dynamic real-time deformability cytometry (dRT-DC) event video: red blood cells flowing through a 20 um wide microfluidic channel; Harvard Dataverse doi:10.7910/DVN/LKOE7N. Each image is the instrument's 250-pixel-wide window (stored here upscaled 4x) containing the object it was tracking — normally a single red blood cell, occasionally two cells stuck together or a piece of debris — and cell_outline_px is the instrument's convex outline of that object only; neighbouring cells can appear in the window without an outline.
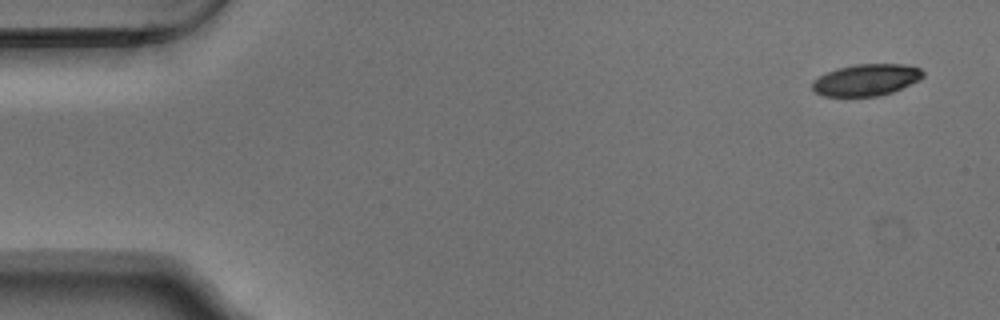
{"species": "Egyptian fruit bat (a non-hibernating species)", "species_latin": "Rousettus aegyptiacus", "temperature_condition": "warm", "stored_images_in_passage": 52, "camera_frame_rate_fps": 3000, "um_per_image_px": 0.085, "animal": {"sex": "male"}, "frame": {"image": 1, "passage_image": 1, "time_ms": 0.0, "image_size_px": [1000, 320], "cell_outline_px": [[924, 76], [920, 80], [892, 92], [880, 96], [824, 96], [816, 92], [812, 88], [812, 80], [836, 68], [856, 64], [904, 64], [920, 68], [924, 72]], "centroid_in_image_um": [73.65, 6.79], "position_along_channel_um": 11.4, "area_um2": 20.46}}
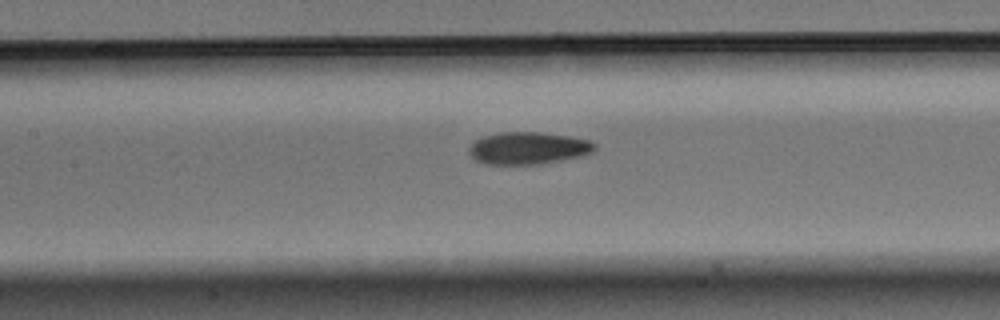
{"frame": {"image": 2, "passage_image": 23, "time_ms": 7.333, "image_size_px": [1000, 320], "cell_outline_px": [[596, 148], [592, 152], [584, 156], [540, 164], [484, 164], [476, 160], [468, 152], [468, 148], [476, 140], [484, 136], [500, 132], [536, 132], [568, 136], [588, 140], [596, 144]], "centroid_in_image_um": [44.9, 12.6], "position_along_channel_um": 162.5, "area_um2": 23.58}}
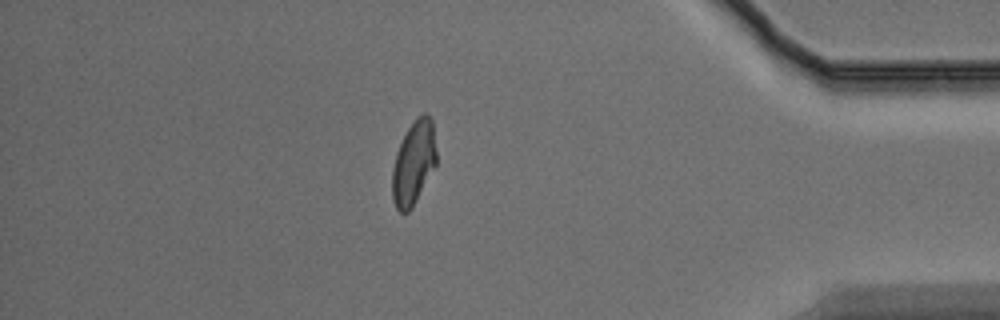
{"frame": {"image": 3, "passage_image": 45, "time_ms": 14.667, "image_size_px": [1000, 320], "cell_outline_px": [[436, 164], [412, 208], [408, 212], [400, 212], [396, 208], [392, 196], [392, 168], [396, 152], [408, 128], [424, 112], [432, 120], [436, 152]], "centroid_in_image_um": [35.14, 13.88], "position_along_channel_um": 400.1, "area_um2": 21.21}, "authors_computed_cell_mechanics": {"area_um2": 22.2819, "velocity_mm_per_s": 3.7406, "shape_relaxation_time_tau1_ms": 5.2603, "shape_relaxation_time_tau2_ms": 1.8602, "deformation_change_tau1": 0.1754, "deformation_change_tau2": 0.0665}}